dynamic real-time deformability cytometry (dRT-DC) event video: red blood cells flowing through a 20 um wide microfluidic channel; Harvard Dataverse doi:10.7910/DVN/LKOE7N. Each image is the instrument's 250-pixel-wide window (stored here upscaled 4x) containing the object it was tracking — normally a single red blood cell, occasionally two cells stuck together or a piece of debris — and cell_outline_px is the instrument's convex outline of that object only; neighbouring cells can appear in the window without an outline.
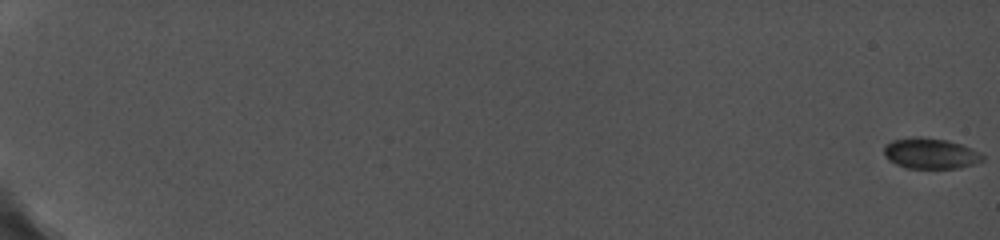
{"species": "common noctule bat (a hibernating species)", "species_latin": "Nyctalus noctula", "temperature_condition": "cold", "stored_images_in_passage": 37, "camera_frame_rate_fps": 5000, "um_per_image_px": 0.085, "animal": {"sex": "female", "body_mass_g": 19.0, "forearm_length_mm": 56.7}, "frame": {"image": 1, "passage_image": 1, "time_ms": 0.0, "image_size_px": [1000, 240], "cell_outline_px": [[984, 160], [960, 168], [904, 168], [888, 160], [884, 156], [884, 144], [892, 140], [912, 136], [920, 136], [948, 140], [960, 144], [984, 156]], "centroid_in_image_um": [79.01, 13.03], "position_along_channel_um": 6.0, "area_um2": 17.69}}
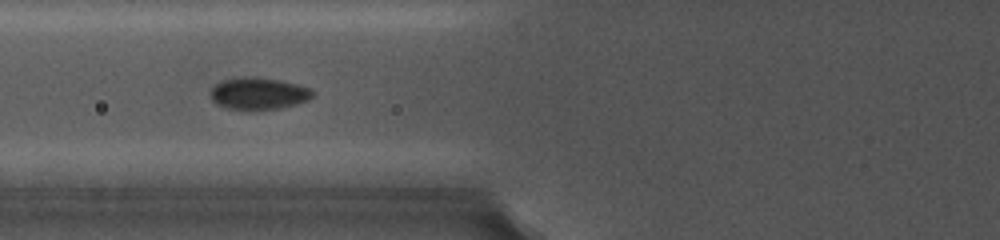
{"frame": {"image": 2, "passage_image": 17, "time_ms": 9.0, "image_size_px": [1000, 240], "cell_outline_px": [[316, 92], [308, 100], [296, 104], [276, 108], [228, 108], [216, 104], [212, 100], [208, 92], [220, 80], [240, 76], [256, 76], [280, 80], [312, 88]], "centroid_in_image_um": [21.96, 7.9], "position_along_channel_um": 103.8, "area_um2": 19.02}}
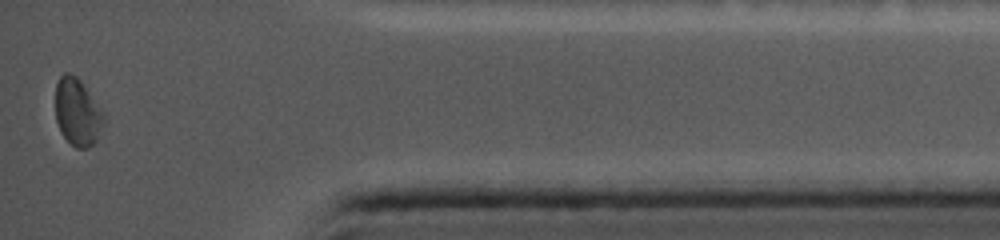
{"frame": {"image": 3, "passage_image": 37, "time_ms": 18.0, "image_size_px": [1000, 240], "cell_outline_px": [[104, 124], [96, 140], [88, 148], [76, 148], [64, 136], [56, 120], [56, 84], [60, 76], [64, 72], [68, 72], [76, 76], [80, 80], [104, 112]], "centroid_in_image_um": [6.59, 9.51], "position_along_channel_um": 428.6, "area_um2": 18.79}, "authors_computed_cell_mechanics": {"area_um2": 18.207, "velocity_mm_per_s": 3.7777, "shape_relaxation_time_tau1_ms": 2.9048, "shape_relaxation_time_tau2_ms": null, "deformation_change_tau1": 0.0696, "deformation_change_tau2": null}}